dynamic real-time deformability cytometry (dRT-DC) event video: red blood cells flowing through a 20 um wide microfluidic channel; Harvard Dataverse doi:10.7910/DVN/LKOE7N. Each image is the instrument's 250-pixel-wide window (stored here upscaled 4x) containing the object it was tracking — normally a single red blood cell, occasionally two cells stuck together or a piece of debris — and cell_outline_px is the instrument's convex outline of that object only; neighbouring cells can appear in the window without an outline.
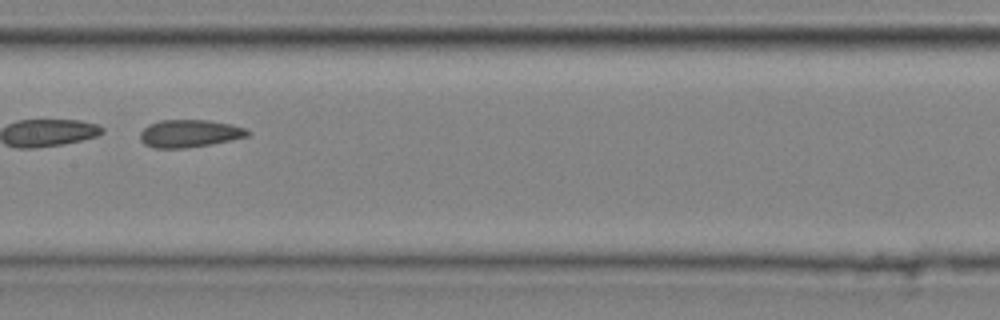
{"species": "common noctule bat (a hibernating species)", "species_latin": "Nyctalus noctula", "temperature_condition": "cold", "stored_images_in_passage": 42, "camera_frame_rate_fps": 3000, "um_per_image_px": 0.085, "animal": {"sex": "male", "body_mass_g": 20.4}, "frame": {"image": 1, "passage_image": 24, "time_ms": 7.667, "image_size_px": [1000, 320], "cell_outline_px": [[252, 132], [248, 136], [212, 144], [184, 148], [152, 148], [144, 144], [140, 140], [140, 132], [148, 124], [160, 120], [208, 120], [232, 124], [248, 128]], "centroid_in_image_um": [16.12, 11.34], "position_along_channel_um": 191.3, "area_um2": 17.51}, "authors_computed_cell_mechanics": {"area_um2": 18.9584, "velocity_mm_per_s": 4.0548, "shape_relaxation_time_tau1_ms": null, "shape_relaxation_time_tau2_ms": 1.6512, "deformation_change_tau1": null, "deformation_change_tau2": 0.0785}}